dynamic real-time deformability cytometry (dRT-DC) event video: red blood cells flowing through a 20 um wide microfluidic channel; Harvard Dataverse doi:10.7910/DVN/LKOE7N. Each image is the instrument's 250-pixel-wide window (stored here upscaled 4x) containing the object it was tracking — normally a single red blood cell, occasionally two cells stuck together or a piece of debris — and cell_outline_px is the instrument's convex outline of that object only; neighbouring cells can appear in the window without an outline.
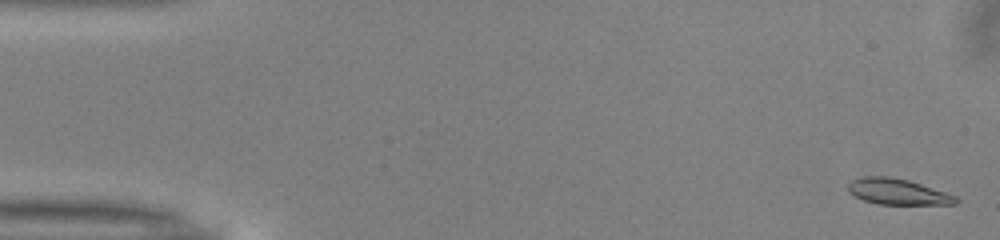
{"species": "common noctule bat (a hibernating species)", "species_latin": "Nyctalus noctula", "temperature_condition": "warm", "stored_images_in_passage": 51, "camera_frame_rate_fps": 3000, "um_per_image_px": 0.085, "animal": {"sex": "male", "body_mass_g": 13.0, "forearm_length_mm": 53.1}, "frame": {"image": 1, "passage_image": 2, "time_ms": 0.333, "image_size_px": [1000, 240], "cell_outline_px": [[960, 200], [956, 204], [880, 204], [864, 200], [848, 192], [848, 184], [852, 180], [864, 176], [888, 176], [908, 180], [956, 196]], "centroid_in_image_um": [76.29, 16.29], "position_along_channel_um": 8.7, "area_um2": 16.01}}
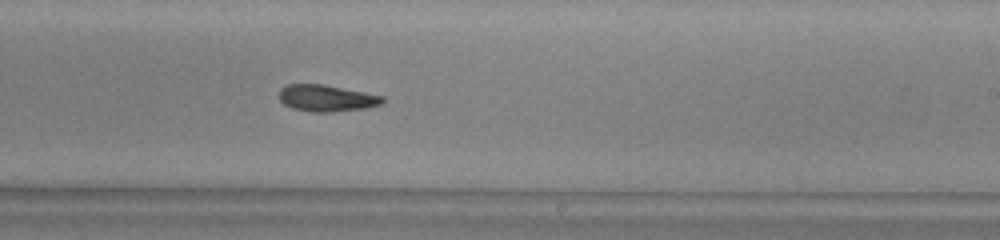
{"frame": {"image": 2, "passage_image": 31, "time_ms": 10.0, "image_size_px": [1000, 240], "cell_outline_px": [[384, 100], [380, 104], [368, 108], [328, 112], [316, 112], [292, 108], [284, 104], [280, 100], [280, 88], [288, 84], [324, 84], [384, 96]], "centroid_in_image_um": [27.76, 8.34], "position_along_channel_um": 261.2, "area_um2": 15.95}}
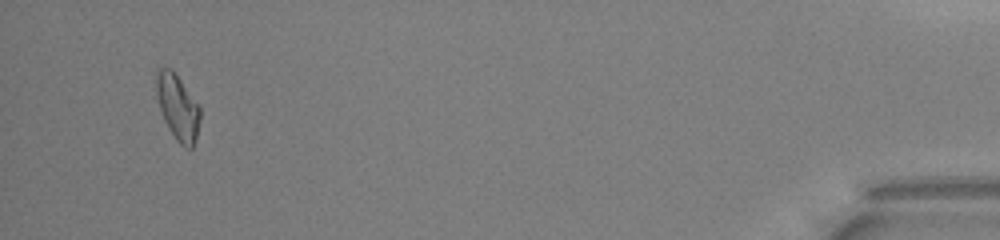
{"frame": {"image": 3, "passage_image": 49, "time_ms": 16.0, "image_size_px": [1000, 240], "cell_outline_px": [[200, 120], [196, 140], [192, 148], [184, 148], [176, 140], [168, 128], [164, 120], [160, 108], [156, 92], [156, 68], [172, 68], [200, 108]], "centroid_in_image_um": [15.1, 9.13], "position_along_channel_um": 420.1, "area_um2": 16.65}, "authors_computed_cell_mechanics": {"area_um2": 16.184, "velocity_mm_per_s": 4.0334, "shape_relaxation_time_tau1_ms": null, "shape_relaxation_time_tau2_ms": 4.8134, "deformation_change_tau1": null, "deformation_change_tau2": 0.1335}}